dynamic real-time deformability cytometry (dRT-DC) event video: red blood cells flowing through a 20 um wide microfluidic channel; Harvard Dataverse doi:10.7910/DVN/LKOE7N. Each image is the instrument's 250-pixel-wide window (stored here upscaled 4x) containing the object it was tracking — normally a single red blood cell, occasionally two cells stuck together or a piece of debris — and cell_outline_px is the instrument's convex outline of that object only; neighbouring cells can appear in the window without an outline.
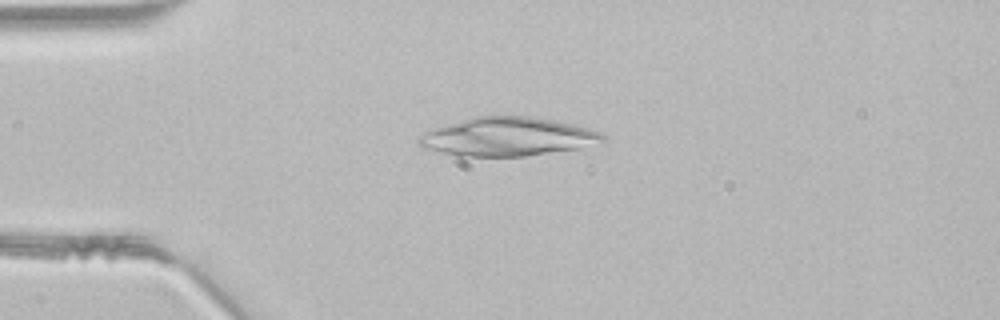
{"species": "common noctule bat (a hibernating species)", "species_latin": "Nyctalus noctula", "temperature_condition": "room temperature", "stored_images_in_passage": 39, "camera_frame_rate_fps": 3000, "um_per_image_px": 0.085, "animal": {"sex": "male", "body_mass_g": 21.5, "forearm_length_mm": 52.0}, "frame": {"image": 1, "passage_image": 4, "time_ms": 1.0, "image_size_px": [1000, 320], "cell_outline_px": [[608, 140], [604, 144], [580, 148], [524, 156], [460, 156], [424, 148], [416, 144], [416, 136], [424, 132], [448, 124], [476, 116], [532, 116], [572, 124], [588, 128], [600, 132]], "centroid_in_image_um": [43.18, 11.63], "position_along_channel_um": 41.8, "area_um2": 41.5}}
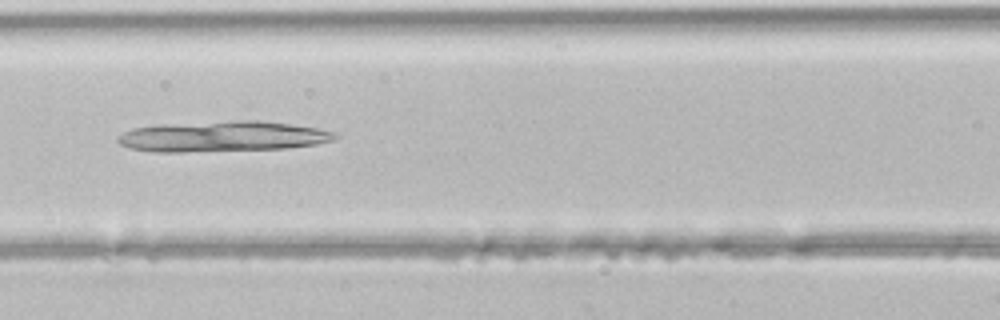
{"frame": {"image": 2, "passage_image": 13, "time_ms": 4.0, "image_size_px": [1000, 320], "cell_outline_px": [[340, 136], [336, 140], [316, 144], [288, 148], [184, 152], [152, 152], [132, 148], [120, 144], [116, 140], [116, 136], [132, 128], [160, 124], [240, 120], [260, 120], [292, 124], [316, 128], [336, 132]], "centroid_in_image_um": [18.94, 11.59], "position_along_channel_um": 147.7, "area_um2": 39.02}}
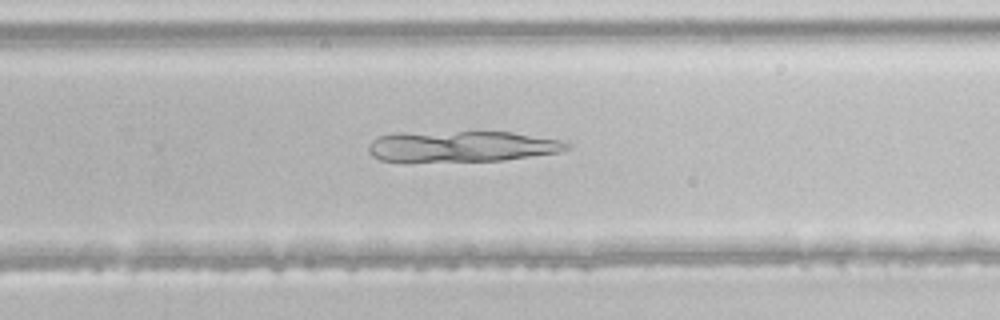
{"frame": {"image": 3, "passage_image": 23, "time_ms": 7.333, "image_size_px": [1000, 320], "cell_outline_px": [[572, 144], [568, 148], [560, 152], [504, 160], [380, 160], [372, 156], [368, 152], [368, 144], [372, 140], [380, 136], [392, 132], [512, 132], [564, 140]], "centroid_in_image_um": [39.29, 12.41], "position_along_channel_um": 290.5, "area_um2": 35.49}}